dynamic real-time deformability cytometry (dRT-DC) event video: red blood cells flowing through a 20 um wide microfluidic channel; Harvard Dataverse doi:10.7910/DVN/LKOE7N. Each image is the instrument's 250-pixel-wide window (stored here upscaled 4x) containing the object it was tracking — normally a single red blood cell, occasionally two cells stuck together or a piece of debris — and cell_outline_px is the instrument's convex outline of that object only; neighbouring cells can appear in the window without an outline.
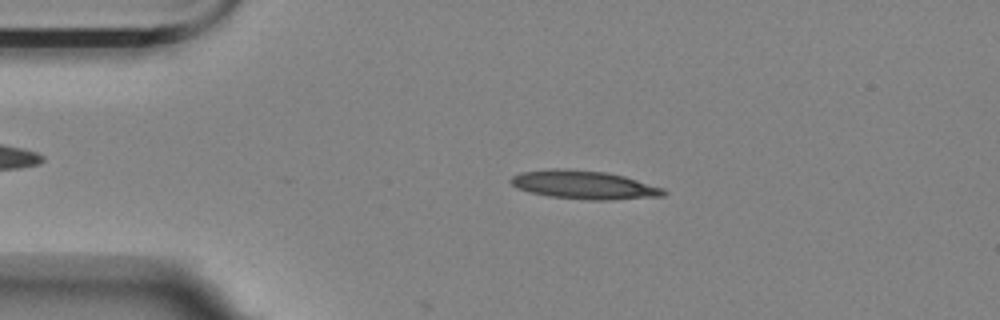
{"species": "Egyptian fruit bat (a non-hibernating species)", "species_latin": "Rousettus aegyptiacus", "temperature_condition": "room temperature", "stored_images_in_passage": 11, "camera_frame_rate_fps": 3000, "um_per_image_px": 0.085, "animal": {"sex": "female"}, "frame": {"image": 1, "passage_image": 9, "time_ms": 2.667, "image_size_px": [1000, 320], "cell_outline_px": [[668, 192], [664, 196], [608, 200], [592, 200], [548, 196], [516, 188], [508, 180], [512, 176], [520, 172], [556, 168], [564, 168], [608, 172], [624, 176], [664, 188]], "centroid_in_image_um": [49.65, 15.7], "position_along_channel_um": 35.4, "area_um2": 25.43}}